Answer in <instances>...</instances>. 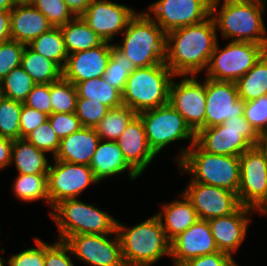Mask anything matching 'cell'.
<instances>
[{"label": "cell", "instance_id": "39", "mask_svg": "<svg viewBox=\"0 0 267 266\" xmlns=\"http://www.w3.org/2000/svg\"><path fill=\"white\" fill-rule=\"evenodd\" d=\"M32 5L48 19L53 27L65 25L76 17L63 0H34Z\"/></svg>", "mask_w": 267, "mask_h": 266}, {"label": "cell", "instance_id": "7", "mask_svg": "<svg viewBox=\"0 0 267 266\" xmlns=\"http://www.w3.org/2000/svg\"><path fill=\"white\" fill-rule=\"evenodd\" d=\"M52 209L54 212L50 214L60 231L61 241L76 234H116L117 220L78 198L62 200Z\"/></svg>", "mask_w": 267, "mask_h": 266}, {"label": "cell", "instance_id": "21", "mask_svg": "<svg viewBox=\"0 0 267 266\" xmlns=\"http://www.w3.org/2000/svg\"><path fill=\"white\" fill-rule=\"evenodd\" d=\"M253 210L241 205L230 215L207 220L219 251L233 255L238 250L245 239L250 223L248 215L254 212Z\"/></svg>", "mask_w": 267, "mask_h": 266}, {"label": "cell", "instance_id": "51", "mask_svg": "<svg viewBox=\"0 0 267 266\" xmlns=\"http://www.w3.org/2000/svg\"><path fill=\"white\" fill-rule=\"evenodd\" d=\"M10 39V11H0V43Z\"/></svg>", "mask_w": 267, "mask_h": 266}, {"label": "cell", "instance_id": "33", "mask_svg": "<svg viewBox=\"0 0 267 266\" xmlns=\"http://www.w3.org/2000/svg\"><path fill=\"white\" fill-rule=\"evenodd\" d=\"M137 114L128 106L110 109L94 128L100 140L117 141Z\"/></svg>", "mask_w": 267, "mask_h": 266}, {"label": "cell", "instance_id": "5", "mask_svg": "<svg viewBox=\"0 0 267 266\" xmlns=\"http://www.w3.org/2000/svg\"><path fill=\"white\" fill-rule=\"evenodd\" d=\"M150 14L136 13L122 33L123 43L115 44L136 68L165 63L166 33Z\"/></svg>", "mask_w": 267, "mask_h": 266}, {"label": "cell", "instance_id": "24", "mask_svg": "<svg viewBox=\"0 0 267 266\" xmlns=\"http://www.w3.org/2000/svg\"><path fill=\"white\" fill-rule=\"evenodd\" d=\"M99 141L94 128L83 127L61 139L54 159L89 166Z\"/></svg>", "mask_w": 267, "mask_h": 266}, {"label": "cell", "instance_id": "2", "mask_svg": "<svg viewBox=\"0 0 267 266\" xmlns=\"http://www.w3.org/2000/svg\"><path fill=\"white\" fill-rule=\"evenodd\" d=\"M212 0L211 15L224 38L262 45L267 50V35L263 16L267 0ZM217 11V12H216Z\"/></svg>", "mask_w": 267, "mask_h": 266}, {"label": "cell", "instance_id": "16", "mask_svg": "<svg viewBox=\"0 0 267 266\" xmlns=\"http://www.w3.org/2000/svg\"><path fill=\"white\" fill-rule=\"evenodd\" d=\"M205 128L221 125L230 118L244 116L245 101L239 98L235 82L205 80Z\"/></svg>", "mask_w": 267, "mask_h": 266}, {"label": "cell", "instance_id": "44", "mask_svg": "<svg viewBox=\"0 0 267 266\" xmlns=\"http://www.w3.org/2000/svg\"><path fill=\"white\" fill-rule=\"evenodd\" d=\"M49 123L61 140L68 135L79 131L83 126L80 119L74 113H52L48 116Z\"/></svg>", "mask_w": 267, "mask_h": 266}, {"label": "cell", "instance_id": "41", "mask_svg": "<svg viewBox=\"0 0 267 266\" xmlns=\"http://www.w3.org/2000/svg\"><path fill=\"white\" fill-rule=\"evenodd\" d=\"M24 139L33 144L39 150L46 153L52 152L53 157L57 154L61 141L53 131L49 120L45 121L35 130L27 134Z\"/></svg>", "mask_w": 267, "mask_h": 266}, {"label": "cell", "instance_id": "56", "mask_svg": "<svg viewBox=\"0 0 267 266\" xmlns=\"http://www.w3.org/2000/svg\"><path fill=\"white\" fill-rule=\"evenodd\" d=\"M3 262H6L7 264H9V260H5L3 257H0V266H4Z\"/></svg>", "mask_w": 267, "mask_h": 266}, {"label": "cell", "instance_id": "54", "mask_svg": "<svg viewBox=\"0 0 267 266\" xmlns=\"http://www.w3.org/2000/svg\"><path fill=\"white\" fill-rule=\"evenodd\" d=\"M259 145L263 148L267 156V134L261 137Z\"/></svg>", "mask_w": 267, "mask_h": 266}, {"label": "cell", "instance_id": "1", "mask_svg": "<svg viewBox=\"0 0 267 266\" xmlns=\"http://www.w3.org/2000/svg\"><path fill=\"white\" fill-rule=\"evenodd\" d=\"M214 19L184 26L166 34L165 64L175 76L197 75L207 69L217 44Z\"/></svg>", "mask_w": 267, "mask_h": 266}, {"label": "cell", "instance_id": "13", "mask_svg": "<svg viewBox=\"0 0 267 266\" xmlns=\"http://www.w3.org/2000/svg\"><path fill=\"white\" fill-rule=\"evenodd\" d=\"M212 0H158L149 8L154 22L167 34L184 26L203 22L211 16Z\"/></svg>", "mask_w": 267, "mask_h": 266}, {"label": "cell", "instance_id": "50", "mask_svg": "<svg viewBox=\"0 0 267 266\" xmlns=\"http://www.w3.org/2000/svg\"><path fill=\"white\" fill-rule=\"evenodd\" d=\"M13 140L0 136V170L11 165Z\"/></svg>", "mask_w": 267, "mask_h": 266}, {"label": "cell", "instance_id": "11", "mask_svg": "<svg viewBox=\"0 0 267 266\" xmlns=\"http://www.w3.org/2000/svg\"><path fill=\"white\" fill-rule=\"evenodd\" d=\"M240 205L262 212L267 208V156L260 145L252 146L239 156Z\"/></svg>", "mask_w": 267, "mask_h": 266}, {"label": "cell", "instance_id": "36", "mask_svg": "<svg viewBox=\"0 0 267 266\" xmlns=\"http://www.w3.org/2000/svg\"><path fill=\"white\" fill-rule=\"evenodd\" d=\"M135 69L136 67L134 64L115 46V44H112L111 56L103 75L105 81L122 93L129 74Z\"/></svg>", "mask_w": 267, "mask_h": 266}, {"label": "cell", "instance_id": "12", "mask_svg": "<svg viewBox=\"0 0 267 266\" xmlns=\"http://www.w3.org/2000/svg\"><path fill=\"white\" fill-rule=\"evenodd\" d=\"M53 161L55 164L49 166L47 174L51 208L62 200L76 198L90 184L99 182L90 166L55 159Z\"/></svg>", "mask_w": 267, "mask_h": 266}, {"label": "cell", "instance_id": "18", "mask_svg": "<svg viewBox=\"0 0 267 266\" xmlns=\"http://www.w3.org/2000/svg\"><path fill=\"white\" fill-rule=\"evenodd\" d=\"M136 12L126 5L108 0H93L81 15L89 27L103 42L113 40L117 33H123Z\"/></svg>", "mask_w": 267, "mask_h": 266}, {"label": "cell", "instance_id": "14", "mask_svg": "<svg viewBox=\"0 0 267 266\" xmlns=\"http://www.w3.org/2000/svg\"><path fill=\"white\" fill-rule=\"evenodd\" d=\"M109 235L76 234L65 242L71 254L90 266H125L117 233L113 239Z\"/></svg>", "mask_w": 267, "mask_h": 266}, {"label": "cell", "instance_id": "9", "mask_svg": "<svg viewBox=\"0 0 267 266\" xmlns=\"http://www.w3.org/2000/svg\"><path fill=\"white\" fill-rule=\"evenodd\" d=\"M218 42L206 71L207 78L236 82L246 74L267 51L262 45L246 41H230L220 49Z\"/></svg>", "mask_w": 267, "mask_h": 266}, {"label": "cell", "instance_id": "20", "mask_svg": "<svg viewBox=\"0 0 267 266\" xmlns=\"http://www.w3.org/2000/svg\"><path fill=\"white\" fill-rule=\"evenodd\" d=\"M111 45L103 42L95 48L69 54L63 68V78L76 85L78 82L103 77L111 56Z\"/></svg>", "mask_w": 267, "mask_h": 266}, {"label": "cell", "instance_id": "6", "mask_svg": "<svg viewBox=\"0 0 267 266\" xmlns=\"http://www.w3.org/2000/svg\"><path fill=\"white\" fill-rule=\"evenodd\" d=\"M173 76L165 63L136 68L129 74L122 91L123 105L138 114L169 103Z\"/></svg>", "mask_w": 267, "mask_h": 266}, {"label": "cell", "instance_id": "27", "mask_svg": "<svg viewBox=\"0 0 267 266\" xmlns=\"http://www.w3.org/2000/svg\"><path fill=\"white\" fill-rule=\"evenodd\" d=\"M45 153L24 138L13 140L10 163H15L19 174H48L50 163Z\"/></svg>", "mask_w": 267, "mask_h": 266}, {"label": "cell", "instance_id": "43", "mask_svg": "<svg viewBox=\"0 0 267 266\" xmlns=\"http://www.w3.org/2000/svg\"><path fill=\"white\" fill-rule=\"evenodd\" d=\"M25 44L15 40L0 43V81L14 68L21 65Z\"/></svg>", "mask_w": 267, "mask_h": 266}, {"label": "cell", "instance_id": "8", "mask_svg": "<svg viewBox=\"0 0 267 266\" xmlns=\"http://www.w3.org/2000/svg\"><path fill=\"white\" fill-rule=\"evenodd\" d=\"M261 136L244 116L230 118L221 125L200 129L195 143L205 152L216 155L240 156L259 145Z\"/></svg>", "mask_w": 267, "mask_h": 266}, {"label": "cell", "instance_id": "49", "mask_svg": "<svg viewBox=\"0 0 267 266\" xmlns=\"http://www.w3.org/2000/svg\"><path fill=\"white\" fill-rule=\"evenodd\" d=\"M48 120V115L23 104L20 113V139Z\"/></svg>", "mask_w": 267, "mask_h": 266}, {"label": "cell", "instance_id": "4", "mask_svg": "<svg viewBox=\"0 0 267 266\" xmlns=\"http://www.w3.org/2000/svg\"><path fill=\"white\" fill-rule=\"evenodd\" d=\"M179 169L192 175V182L222 187L238 194L240 162L238 156L216 155L203 151L196 143L182 148Z\"/></svg>", "mask_w": 267, "mask_h": 266}, {"label": "cell", "instance_id": "34", "mask_svg": "<svg viewBox=\"0 0 267 266\" xmlns=\"http://www.w3.org/2000/svg\"><path fill=\"white\" fill-rule=\"evenodd\" d=\"M13 190L21 201L32 202L43 199L49 204L47 174H18Z\"/></svg>", "mask_w": 267, "mask_h": 266}, {"label": "cell", "instance_id": "40", "mask_svg": "<svg viewBox=\"0 0 267 266\" xmlns=\"http://www.w3.org/2000/svg\"><path fill=\"white\" fill-rule=\"evenodd\" d=\"M110 108L103 103L87 98H77L76 116L83 127L95 128Z\"/></svg>", "mask_w": 267, "mask_h": 266}, {"label": "cell", "instance_id": "31", "mask_svg": "<svg viewBox=\"0 0 267 266\" xmlns=\"http://www.w3.org/2000/svg\"><path fill=\"white\" fill-rule=\"evenodd\" d=\"M77 98H87L105 104L110 109L123 106L122 93L109 85L103 77L93 78L76 85Z\"/></svg>", "mask_w": 267, "mask_h": 266}, {"label": "cell", "instance_id": "45", "mask_svg": "<svg viewBox=\"0 0 267 266\" xmlns=\"http://www.w3.org/2000/svg\"><path fill=\"white\" fill-rule=\"evenodd\" d=\"M36 248L25 249L9 259V266H45V242L35 238Z\"/></svg>", "mask_w": 267, "mask_h": 266}, {"label": "cell", "instance_id": "29", "mask_svg": "<svg viewBox=\"0 0 267 266\" xmlns=\"http://www.w3.org/2000/svg\"><path fill=\"white\" fill-rule=\"evenodd\" d=\"M36 84H51L63 77V70L53 61L33 51L27 45L24 48L21 65Z\"/></svg>", "mask_w": 267, "mask_h": 266}, {"label": "cell", "instance_id": "28", "mask_svg": "<svg viewBox=\"0 0 267 266\" xmlns=\"http://www.w3.org/2000/svg\"><path fill=\"white\" fill-rule=\"evenodd\" d=\"M60 29L68 55L95 48L103 43L81 16L60 26Z\"/></svg>", "mask_w": 267, "mask_h": 266}, {"label": "cell", "instance_id": "47", "mask_svg": "<svg viewBox=\"0 0 267 266\" xmlns=\"http://www.w3.org/2000/svg\"><path fill=\"white\" fill-rule=\"evenodd\" d=\"M70 253L72 251L65 241L59 240L52 245L45 243V266H74Z\"/></svg>", "mask_w": 267, "mask_h": 266}, {"label": "cell", "instance_id": "55", "mask_svg": "<svg viewBox=\"0 0 267 266\" xmlns=\"http://www.w3.org/2000/svg\"><path fill=\"white\" fill-rule=\"evenodd\" d=\"M34 0H16L18 4H32Z\"/></svg>", "mask_w": 267, "mask_h": 266}, {"label": "cell", "instance_id": "3", "mask_svg": "<svg viewBox=\"0 0 267 266\" xmlns=\"http://www.w3.org/2000/svg\"><path fill=\"white\" fill-rule=\"evenodd\" d=\"M116 233L125 266H151L164 255L171 256V241L157 215L132 228L117 221Z\"/></svg>", "mask_w": 267, "mask_h": 266}, {"label": "cell", "instance_id": "32", "mask_svg": "<svg viewBox=\"0 0 267 266\" xmlns=\"http://www.w3.org/2000/svg\"><path fill=\"white\" fill-rule=\"evenodd\" d=\"M28 46L33 51L55 62L62 70L65 67L68 53L60 27H53L49 31L42 33Z\"/></svg>", "mask_w": 267, "mask_h": 266}, {"label": "cell", "instance_id": "10", "mask_svg": "<svg viewBox=\"0 0 267 266\" xmlns=\"http://www.w3.org/2000/svg\"><path fill=\"white\" fill-rule=\"evenodd\" d=\"M137 115L143 122L149 146L156 155L176 140L189 139L190 145L196 141V133L169 103Z\"/></svg>", "mask_w": 267, "mask_h": 266}, {"label": "cell", "instance_id": "48", "mask_svg": "<svg viewBox=\"0 0 267 266\" xmlns=\"http://www.w3.org/2000/svg\"><path fill=\"white\" fill-rule=\"evenodd\" d=\"M180 266H238L232 255L223 251H217L214 253L194 257Z\"/></svg>", "mask_w": 267, "mask_h": 266}, {"label": "cell", "instance_id": "46", "mask_svg": "<svg viewBox=\"0 0 267 266\" xmlns=\"http://www.w3.org/2000/svg\"><path fill=\"white\" fill-rule=\"evenodd\" d=\"M23 104L48 116L51 115L50 84H35Z\"/></svg>", "mask_w": 267, "mask_h": 266}, {"label": "cell", "instance_id": "23", "mask_svg": "<svg viewBox=\"0 0 267 266\" xmlns=\"http://www.w3.org/2000/svg\"><path fill=\"white\" fill-rule=\"evenodd\" d=\"M53 28L48 19L32 4H16L10 10L12 40L29 45L42 33Z\"/></svg>", "mask_w": 267, "mask_h": 266}, {"label": "cell", "instance_id": "15", "mask_svg": "<svg viewBox=\"0 0 267 266\" xmlns=\"http://www.w3.org/2000/svg\"><path fill=\"white\" fill-rule=\"evenodd\" d=\"M195 75L183 76L177 83L173 80L169 90L171 104L185 119L190 128L197 133L205 128L206 91L205 80L199 83Z\"/></svg>", "mask_w": 267, "mask_h": 266}, {"label": "cell", "instance_id": "53", "mask_svg": "<svg viewBox=\"0 0 267 266\" xmlns=\"http://www.w3.org/2000/svg\"><path fill=\"white\" fill-rule=\"evenodd\" d=\"M16 4V0H0V11H10Z\"/></svg>", "mask_w": 267, "mask_h": 266}, {"label": "cell", "instance_id": "19", "mask_svg": "<svg viewBox=\"0 0 267 266\" xmlns=\"http://www.w3.org/2000/svg\"><path fill=\"white\" fill-rule=\"evenodd\" d=\"M219 251L207 220L199 219L171 241V256L175 266L187 260Z\"/></svg>", "mask_w": 267, "mask_h": 266}, {"label": "cell", "instance_id": "38", "mask_svg": "<svg viewBox=\"0 0 267 266\" xmlns=\"http://www.w3.org/2000/svg\"><path fill=\"white\" fill-rule=\"evenodd\" d=\"M52 113H74L76 111L77 90L74 84L63 77L50 84Z\"/></svg>", "mask_w": 267, "mask_h": 266}, {"label": "cell", "instance_id": "57", "mask_svg": "<svg viewBox=\"0 0 267 266\" xmlns=\"http://www.w3.org/2000/svg\"><path fill=\"white\" fill-rule=\"evenodd\" d=\"M262 214L267 215V208L262 212Z\"/></svg>", "mask_w": 267, "mask_h": 266}, {"label": "cell", "instance_id": "42", "mask_svg": "<svg viewBox=\"0 0 267 266\" xmlns=\"http://www.w3.org/2000/svg\"><path fill=\"white\" fill-rule=\"evenodd\" d=\"M244 118L262 137L267 134V95L245 101Z\"/></svg>", "mask_w": 267, "mask_h": 266}, {"label": "cell", "instance_id": "52", "mask_svg": "<svg viewBox=\"0 0 267 266\" xmlns=\"http://www.w3.org/2000/svg\"><path fill=\"white\" fill-rule=\"evenodd\" d=\"M66 5L69 7L71 12L76 16H81L86 10L87 7L93 0H63Z\"/></svg>", "mask_w": 267, "mask_h": 266}, {"label": "cell", "instance_id": "22", "mask_svg": "<svg viewBox=\"0 0 267 266\" xmlns=\"http://www.w3.org/2000/svg\"><path fill=\"white\" fill-rule=\"evenodd\" d=\"M127 163L140 175L156 154L149 146L141 118L136 115L116 141Z\"/></svg>", "mask_w": 267, "mask_h": 266}, {"label": "cell", "instance_id": "26", "mask_svg": "<svg viewBox=\"0 0 267 266\" xmlns=\"http://www.w3.org/2000/svg\"><path fill=\"white\" fill-rule=\"evenodd\" d=\"M182 200H174L165 204L158 214L167 238L172 241L180 233L190 228L199 217L191 201L181 193ZM164 216V217H163ZM165 218V224L163 219Z\"/></svg>", "mask_w": 267, "mask_h": 266}, {"label": "cell", "instance_id": "25", "mask_svg": "<svg viewBox=\"0 0 267 266\" xmlns=\"http://www.w3.org/2000/svg\"><path fill=\"white\" fill-rule=\"evenodd\" d=\"M89 166L99 182L108 176L118 175L127 169L130 179L134 180L139 176L127 163L116 141L100 140Z\"/></svg>", "mask_w": 267, "mask_h": 266}, {"label": "cell", "instance_id": "30", "mask_svg": "<svg viewBox=\"0 0 267 266\" xmlns=\"http://www.w3.org/2000/svg\"><path fill=\"white\" fill-rule=\"evenodd\" d=\"M239 98L251 101L267 95V51L236 82Z\"/></svg>", "mask_w": 267, "mask_h": 266}, {"label": "cell", "instance_id": "37", "mask_svg": "<svg viewBox=\"0 0 267 266\" xmlns=\"http://www.w3.org/2000/svg\"><path fill=\"white\" fill-rule=\"evenodd\" d=\"M23 102L11 100L0 95V136L20 139V113Z\"/></svg>", "mask_w": 267, "mask_h": 266}, {"label": "cell", "instance_id": "17", "mask_svg": "<svg viewBox=\"0 0 267 266\" xmlns=\"http://www.w3.org/2000/svg\"><path fill=\"white\" fill-rule=\"evenodd\" d=\"M183 193L203 220L230 215L241 206L236 193L191 180Z\"/></svg>", "mask_w": 267, "mask_h": 266}, {"label": "cell", "instance_id": "35", "mask_svg": "<svg viewBox=\"0 0 267 266\" xmlns=\"http://www.w3.org/2000/svg\"><path fill=\"white\" fill-rule=\"evenodd\" d=\"M35 84L24 69L18 66L0 81V95L24 103Z\"/></svg>", "mask_w": 267, "mask_h": 266}]
</instances>
